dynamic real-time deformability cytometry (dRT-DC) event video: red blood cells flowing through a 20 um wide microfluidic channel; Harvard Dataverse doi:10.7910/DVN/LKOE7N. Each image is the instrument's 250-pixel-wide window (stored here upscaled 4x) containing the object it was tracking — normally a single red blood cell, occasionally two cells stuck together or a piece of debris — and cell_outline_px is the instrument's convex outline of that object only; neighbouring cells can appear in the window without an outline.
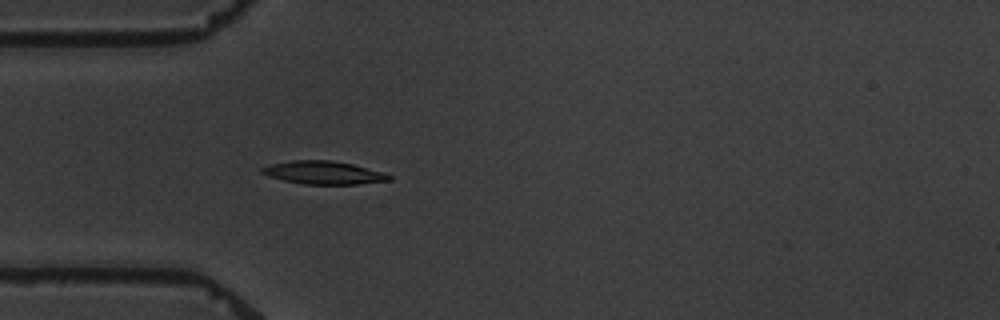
{"species": "common noctule bat (a hibernating species)", "species_latin": "Nyctalus noctula", "temperature_condition": "warm", "stored_images_in_passage": 3, "camera_frame_rate_fps": 3000, "um_per_image_px": 0.085, "animal": {"sex": "male", "body_mass_g": 19.5, "forearm_length_mm": 54.6}, "frame": {"image": 1, "passage_image": 3, "time_ms": 3.333, "image_size_px": [1000, 320], "cell_outline_px": [[392, 180], [356, 184], [304, 184], [284, 180], [268, 176], [260, 172], [260, 168], [268, 164], [292, 160], [332, 160], [352, 164], [384, 172], [392, 176]], "centroid_in_image_um": [27.48, 14.67], "position_along_channel_um": 57.5, "area_um2": 17.17}}